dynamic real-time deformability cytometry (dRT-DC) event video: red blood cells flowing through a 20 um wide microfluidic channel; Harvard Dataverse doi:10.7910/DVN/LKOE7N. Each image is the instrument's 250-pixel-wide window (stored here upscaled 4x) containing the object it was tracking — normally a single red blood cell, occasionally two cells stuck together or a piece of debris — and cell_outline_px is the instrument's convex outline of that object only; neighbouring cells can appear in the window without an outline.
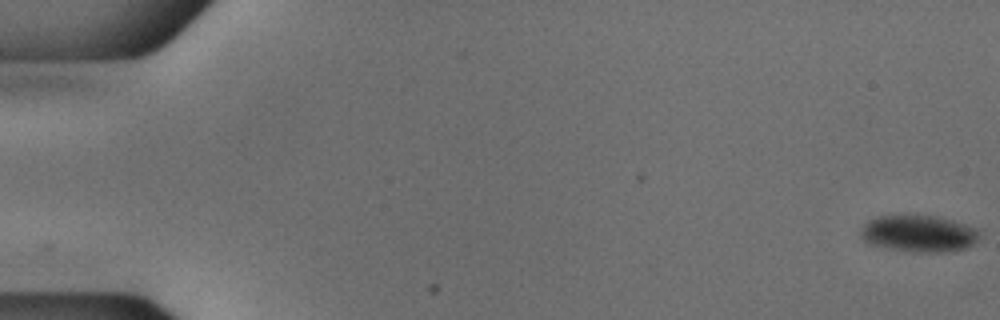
{"species": "common noctule bat (a hibernating species)", "species_latin": "Nyctalus noctula", "temperature_condition": "cold", "stored_images_in_passage": 54, "camera_frame_rate_fps": 3000, "um_per_image_px": 0.085, "animal": {"sex": "male", "body_mass_g": 18.8}, "frame": {"image": 1, "passage_image": 1, "time_ms": 0.0, "image_size_px": [1000, 320], "cell_outline_px": [[980, 236], [968, 248], [944, 252], [904, 252], [868, 244], [864, 240], [860, 232], [864, 224], [868, 220], [876, 216], [940, 216], [976, 228], [980, 232]], "centroid_in_image_um": [78.09, 19.87], "position_along_channel_um": 6.9, "area_um2": 25.61}}
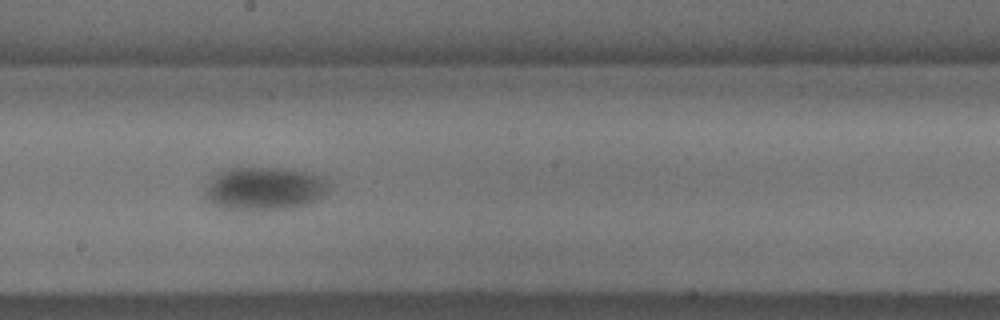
{"frame": {"image": 2, "passage_image": 31, "time_ms": 10.0, "image_size_px": [1000, 320], "cell_outline_px": [[332, 184], [328, 192], [324, 196], [308, 204], [288, 208], [228, 208], [216, 204], [204, 196], [212, 180], [220, 172], [228, 168], [284, 168], [308, 172], [320, 176], [328, 180]], "centroid_in_image_um": [22.62, 15.99], "position_along_channel_um": 225.6, "area_um2": 30.35}}
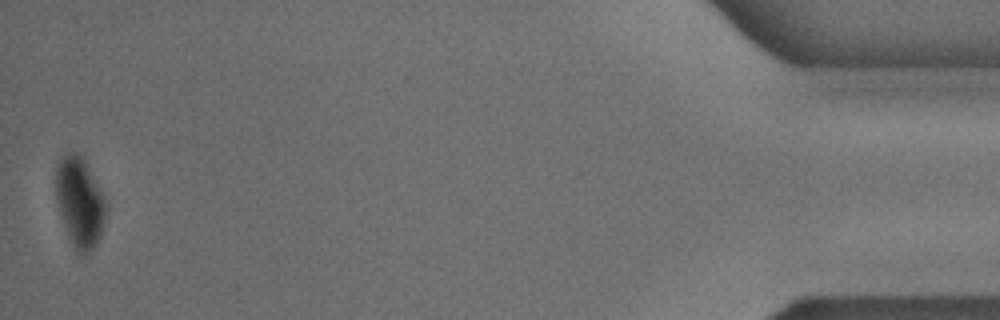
{"frame": {"image": 3, "passage_image": 54, "time_ms": 17.667, "image_size_px": [1000, 320], "cell_outline_px": [[108, 212], [104, 228], [96, 244], [84, 256], [76, 256], [72, 248], [60, 212], [56, 196], [56, 168], [60, 160], [68, 152], [76, 152], [84, 160], [108, 200]], "centroid_in_image_um": [6.83, 17.26], "position_along_channel_um": 428.4, "area_um2": 26.82}, "authors_computed_cell_mechanics": {"area_um2": 29.189, "velocity_mm_per_s": 3.7668, "shape_relaxation_time_tau1_ms": 5.7934, "shape_relaxation_time_tau2_ms": null, "deformation_change_tau1": 0.0936, "deformation_change_tau2": null}}